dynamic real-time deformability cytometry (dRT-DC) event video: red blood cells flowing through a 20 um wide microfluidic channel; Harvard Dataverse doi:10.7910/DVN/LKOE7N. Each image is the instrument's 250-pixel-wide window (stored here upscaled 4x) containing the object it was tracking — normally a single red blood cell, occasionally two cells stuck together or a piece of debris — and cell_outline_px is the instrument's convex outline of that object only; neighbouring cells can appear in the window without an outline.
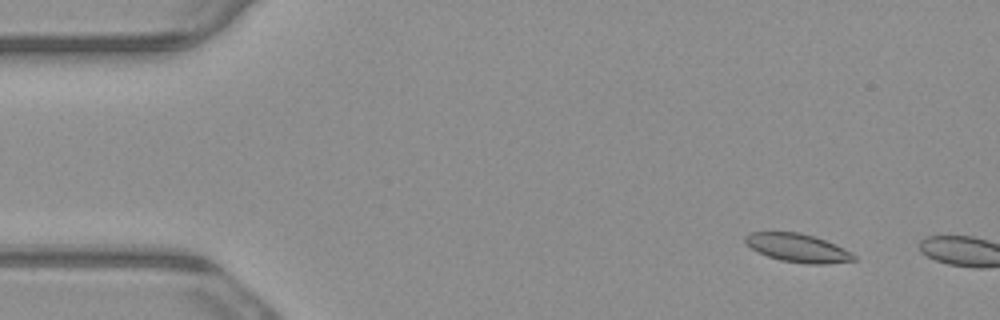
{"species": "common noctule bat (a hibernating species)", "species_latin": "Nyctalus noctula", "temperature_condition": "warm", "stored_images_in_passage": 2, "camera_frame_rate_fps": 3000, "um_per_image_px": 0.085, "animal": {"sex": "male", "body_mass_g": 23.1, "forearm_length_mm": 52.7}, "frame": {"image": 1, "passage_image": 1, "time_ms": 0.0, "image_size_px": [1000, 320], "cell_outline_px": [[856, 260], [824, 264], [808, 264], [780, 260], [768, 256], [752, 248], [744, 240], [744, 236], [748, 232], [796, 232], [816, 236], [836, 244], [852, 252], [856, 256]], "centroid_in_image_um": [67.84, 21.06], "position_along_channel_um": 17.2, "area_um2": 17.98}}